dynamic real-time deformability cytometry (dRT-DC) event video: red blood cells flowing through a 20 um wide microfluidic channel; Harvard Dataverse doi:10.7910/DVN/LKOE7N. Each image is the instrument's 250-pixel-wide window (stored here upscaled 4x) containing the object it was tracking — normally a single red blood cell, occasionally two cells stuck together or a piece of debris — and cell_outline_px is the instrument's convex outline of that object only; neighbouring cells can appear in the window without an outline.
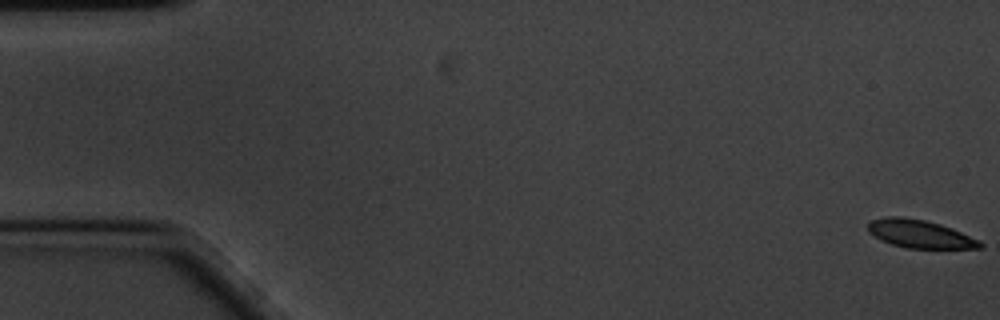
{"species": "common noctule bat (a hibernating species)", "species_latin": "Nyctalus noctula", "temperature_condition": "cold", "stored_images_in_passage": 17, "camera_frame_rate_fps": 3000, "um_per_image_px": 0.085, "animal": {"sex": "male", "body_mass_g": 20.1, "forearm_length_mm": 53.5}, "frame": {"image": 1, "passage_image": 1, "time_ms": 0.0, "image_size_px": [1000, 320], "cell_outline_px": [[984, 248], [908, 248], [892, 244], [868, 232], [868, 220], [884, 216], [900, 216], [924, 220], [940, 224], [952, 228], [980, 240], [984, 244]], "centroid_in_image_um": [78.2, 19.87], "position_along_channel_um": 6.8, "area_um2": 18.32}}